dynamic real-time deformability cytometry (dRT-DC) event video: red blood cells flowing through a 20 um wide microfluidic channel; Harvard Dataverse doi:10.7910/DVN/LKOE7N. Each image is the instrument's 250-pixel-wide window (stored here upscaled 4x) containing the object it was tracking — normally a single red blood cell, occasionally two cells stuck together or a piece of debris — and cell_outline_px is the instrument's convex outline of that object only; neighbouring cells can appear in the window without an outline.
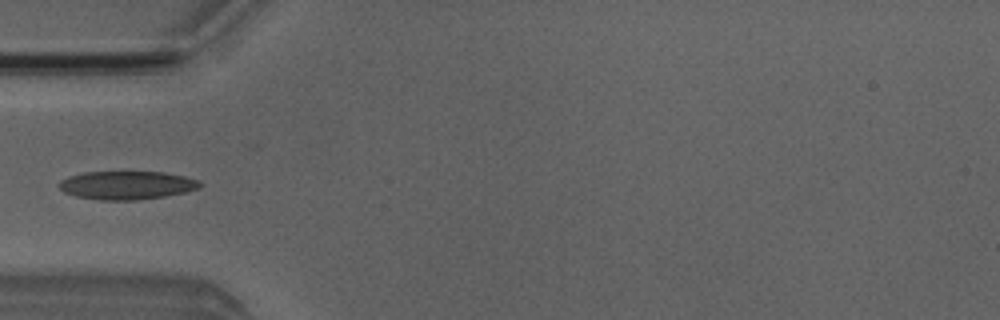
{"species": "Egyptian fruit bat (a non-hibernating species)", "species_latin": "Rousettus aegyptiacus", "temperature_condition": "room temperature", "stored_images_in_passage": 4, "camera_frame_rate_fps": 3000, "um_per_image_px": 0.085, "animal": {"sex": "male"}, "frame": {"image": 1, "passage_image": 3, "time_ms": 3.333, "image_size_px": [1000, 320], "cell_outline_px": [[204, 184], [200, 188], [184, 192], [164, 196], [136, 200], [100, 200], [76, 196], [64, 192], [60, 188], [60, 180], [68, 176], [84, 172], [164, 172], [184, 176], [200, 180]], "centroid_in_image_um": [10.81, 15.74], "position_along_channel_um": 74.2, "area_um2": 23.29}}